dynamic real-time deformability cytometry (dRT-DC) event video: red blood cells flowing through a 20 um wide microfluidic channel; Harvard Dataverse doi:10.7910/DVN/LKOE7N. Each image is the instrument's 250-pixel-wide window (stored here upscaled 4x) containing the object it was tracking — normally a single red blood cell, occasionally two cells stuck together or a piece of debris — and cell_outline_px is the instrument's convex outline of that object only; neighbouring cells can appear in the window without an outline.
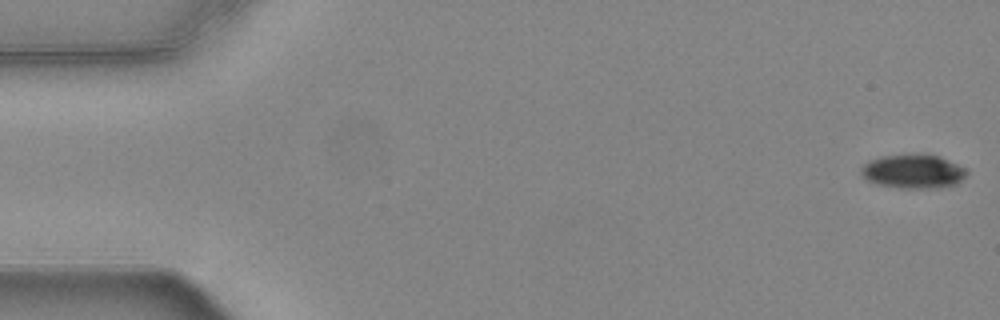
{"species": "common noctule bat (a hibernating species)", "species_latin": "Nyctalus noctula", "temperature_condition": "warm", "stored_images_in_passage": 10, "camera_frame_rate_fps": 3000, "um_per_image_px": 0.085, "animal": {"sex": "female", "body_mass_g": 24.6, "forearm_length_mm": 56.2}, "frame": {"image": 1, "passage_image": 1, "time_ms": 0.0, "image_size_px": [1000, 320], "cell_outline_px": [[968, 172], [956, 184], [940, 188], [900, 188], [876, 184], [868, 180], [860, 172], [860, 168], [868, 160], [880, 156], [912, 152], [940, 156], [964, 168]], "centroid_in_image_um": [77.58, 14.54], "position_along_channel_um": 7.4, "area_um2": 21.27}}